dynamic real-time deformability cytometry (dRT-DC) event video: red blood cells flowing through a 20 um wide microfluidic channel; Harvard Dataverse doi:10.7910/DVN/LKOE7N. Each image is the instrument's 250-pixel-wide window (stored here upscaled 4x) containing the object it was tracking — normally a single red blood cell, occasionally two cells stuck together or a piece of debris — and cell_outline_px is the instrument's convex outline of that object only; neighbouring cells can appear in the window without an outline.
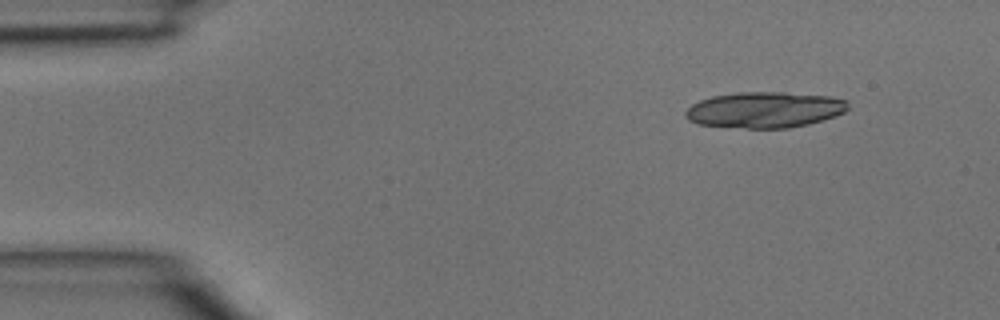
{"species": "common noctule bat (a hibernating species)", "species_latin": "Nyctalus noctula", "temperature_condition": "room temperature", "stored_images_in_passage": 3, "camera_frame_rate_fps": 3000, "um_per_image_px": 0.085, "animal": {"sex": "male", "body_mass_g": 15.6}, "frame": {"image": 1, "passage_image": 1, "time_ms": 0.0, "image_size_px": [1000, 320], "cell_outline_px": [[848, 108], [844, 112], [836, 116], [808, 124], [788, 128], [748, 128], [696, 124], [688, 120], [684, 116], [684, 112], [692, 104], [700, 100], [712, 96], [736, 92], [784, 92], [828, 96], [848, 100]], "centroid_in_image_um": [64.98, 9.33], "position_along_channel_um": 20.0, "area_um2": 34.16}}